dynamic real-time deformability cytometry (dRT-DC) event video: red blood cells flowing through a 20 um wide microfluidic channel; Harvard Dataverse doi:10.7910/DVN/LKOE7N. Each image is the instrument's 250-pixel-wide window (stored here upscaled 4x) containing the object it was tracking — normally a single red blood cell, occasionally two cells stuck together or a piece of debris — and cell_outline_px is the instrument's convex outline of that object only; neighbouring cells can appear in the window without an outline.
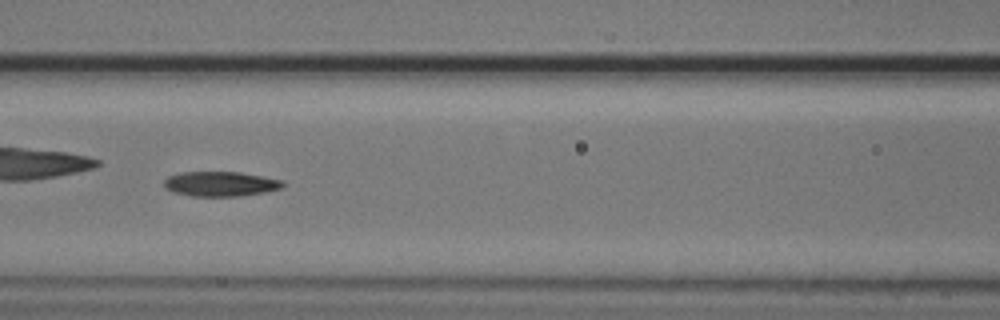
{"species": "common noctule bat (a hibernating species)", "species_latin": "Nyctalus noctula", "temperature_condition": "cold", "stored_images_in_passage": 9, "camera_frame_rate_fps": 3000, "um_per_image_px": 0.085, "animal": {"sex": "male", "body_mass_g": 20.5, "forearm_length_mm": 52.5}, "frame": {"image": 1, "passage_image": 7, "time_ms": 2.0, "image_size_px": [1000, 320], "cell_outline_px": [[288, 184], [280, 188], [264, 192], [240, 196], [192, 196], [176, 192], [164, 188], [164, 180], [168, 176], [180, 172], [240, 172], [264, 176], [284, 180]], "centroid_in_image_um": [18.78, 15.62], "position_along_channel_um": 147.8, "area_um2": 17.28}}